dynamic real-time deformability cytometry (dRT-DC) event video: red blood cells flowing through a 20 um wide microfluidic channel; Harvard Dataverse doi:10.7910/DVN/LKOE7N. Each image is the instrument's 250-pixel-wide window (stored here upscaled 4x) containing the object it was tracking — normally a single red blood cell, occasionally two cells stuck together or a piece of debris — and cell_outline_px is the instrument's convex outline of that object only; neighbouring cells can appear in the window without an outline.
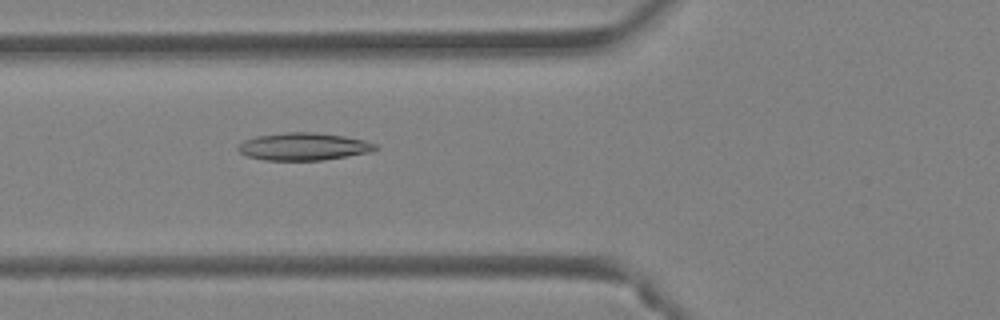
{"species": "Egyptian fruit bat (a non-hibernating species)", "species_latin": "Rousettus aegyptiacus", "temperature_condition": "warm", "stored_images_in_passage": 44, "camera_frame_rate_fps": 3000, "um_per_image_px": 0.085, "animal": {"sex": "female"}, "frame": {"image": 1, "passage_image": 15, "time_ms": 4.667, "image_size_px": [1000, 320], "cell_outline_px": [[380, 148], [372, 152], [324, 160], [264, 160], [248, 156], [240, 152], [236, 148], [244, 140], [256, 136], [288, 132], [312, 132], [344, 136], [364, 140], [376, 144]], "centroid_in_image_um": [25.84, 12.46], "position_along_channel_um": 100.0, "area_um2": 22.02}}
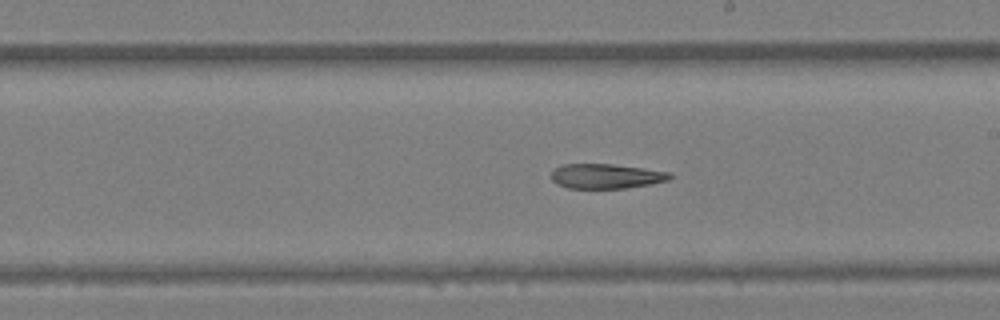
{"frame": {"image": 2, "passage_image": 24, "time_ms": 7.667, "image_size_px": [1000, 320], "cell_outline_px": [[672, 176], [668, 180], [652, 184], [624, 188], [568, 188], [552, 180], [552, 172], [556, 168], [564, 164], [612, 164], [644, 168], [672, 172]], "centroid_in_image_um": [51.57, 14.97], "position_along_channel_um": 237.4, "area_um2": 16.99}}
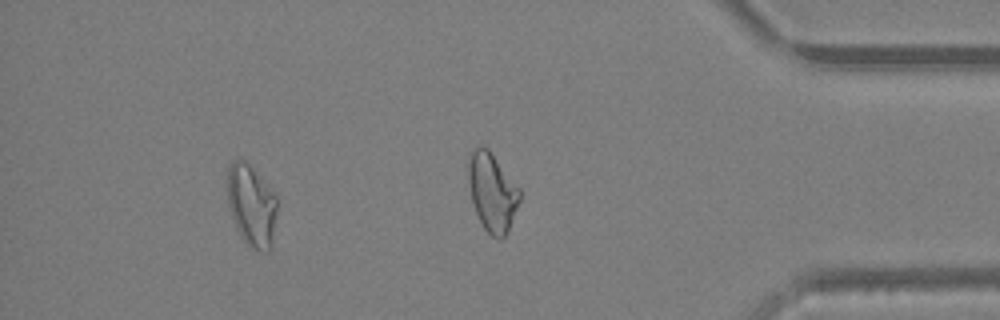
{"frame": {"image": 3, "passage_image": 40, "time_ms": 13.0, "image_size_px": [1000, 320], "cell_outline_px": [[276, 212], [272, 244], [268, 252], [264, 252], [248, 248], [244, 244], [236, 228], [228, 204], [228, 168], [232, 160], [244, 160], [248, 164], [276, 196]], "centroid_in_image_um": [21.36, 17.54], "position_along_channel_um": 413.8, "area_um2": 23.47}, "authors_computed_cell_mechanics": {"area_um2": 21.675, "velocity_mm_per_s": 4.4659, "shape_relaxation_time_tau1_ms": null, "shape_relaxation_time_tau2_ms": 8.7276, "deformation_change_tau1": null, "deformation_change_tau2": 0.2045}}